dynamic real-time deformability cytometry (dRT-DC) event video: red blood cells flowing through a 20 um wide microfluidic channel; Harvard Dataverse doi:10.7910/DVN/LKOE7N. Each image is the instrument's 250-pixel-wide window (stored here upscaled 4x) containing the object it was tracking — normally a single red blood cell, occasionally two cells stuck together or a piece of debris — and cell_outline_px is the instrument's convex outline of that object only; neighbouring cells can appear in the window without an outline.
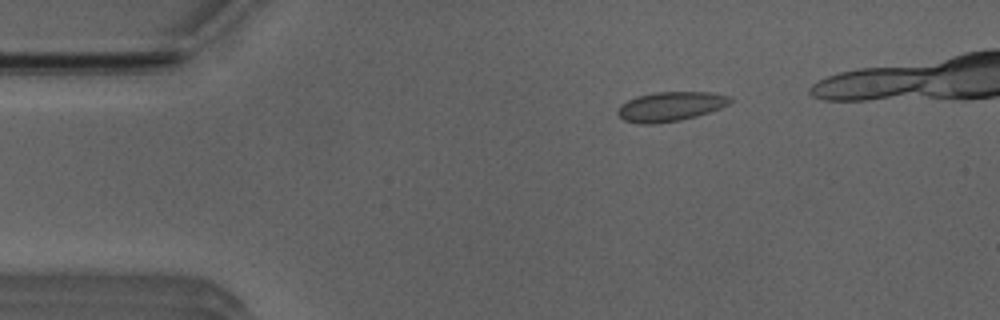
{"species": "Egyptian fruit bat (a non-hibernating species)", "species_latin": "Rousettus aegyptiacus", "temperature_condition": "room temperature", "stored_images_in_passage": 45, "camera_frame_rate_fps": 3000, "um_per_image_px": 0.085, "animal": {"sex": "male"}, "frame": {"image": 1, "passage_image": 9, "time_ms": 2.667, "image_size_px": [1000, 320], "cell_outline_px": [[732, 100], [728, 104], [720, 108], [696, 116], [680, 120], [652, 124], [640, 124], [624, 120], [616, 112], [620, 104], [636, 96], [656, 92], [708, 92], [732, 96]], "centroid_in_image_um": [56.97, 9.04], "position_along_channel_um": 28.0, "area_um2": 19.25}}
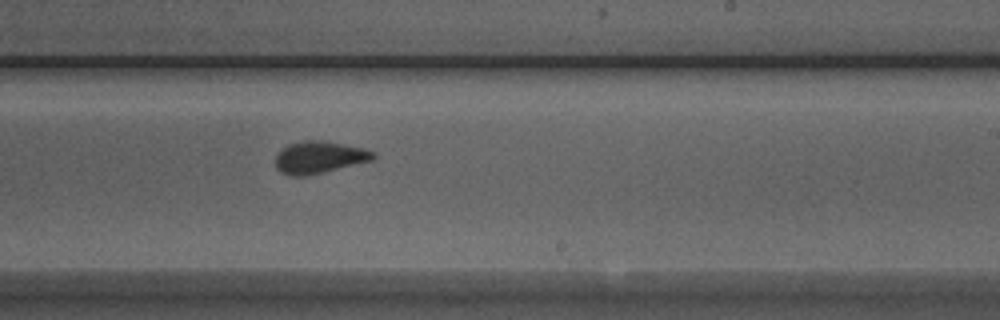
{"frame": {"image": 2, "passage_image": 31, "time_ms": 10.0, "image_size_px": [1000, 320], "cell_outline_px": [[376, 160], [324, 172], [304, 176], [288, 176], [280, 172], [276, 168], [276, 152], [288, 144], [304, 140], [320, 140], [364, 148], [376, 152]], "centroid_in_image_um": [27.15, 13.38], "position_along_channel_um": 261.9, "area_um2": 18.61}}
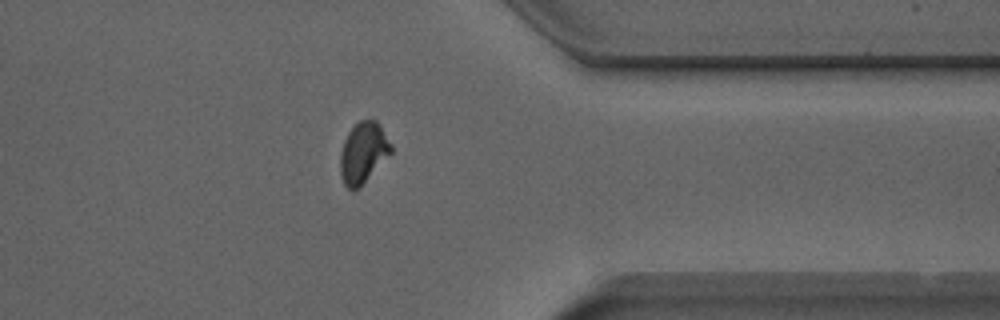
{"frame": {"image": 3, "passage_image": 41, "time_ms": 13.333, "image_size_px": [1000, 320], "cell_outline_px": [[392, 152], [352, 192], [344, 184], [340, 176], [340, 152], [344, 140], [348, 132], [360, 120], [376, 120], [380, 124], [392, 144]], "centroid_in_image_um": [30.86, 12.94], "position_along_channel_um": 380.5, "area_um2": 17.69}}